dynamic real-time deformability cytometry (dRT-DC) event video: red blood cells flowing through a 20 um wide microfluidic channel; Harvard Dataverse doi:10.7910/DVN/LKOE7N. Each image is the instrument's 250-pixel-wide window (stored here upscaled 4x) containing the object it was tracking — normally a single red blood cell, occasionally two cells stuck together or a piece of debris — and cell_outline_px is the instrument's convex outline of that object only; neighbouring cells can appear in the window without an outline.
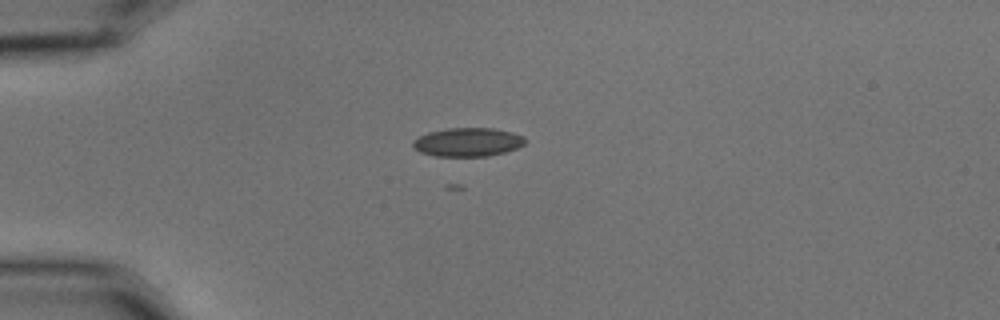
{"species": "common noctule bat (a hibernating species)", "species_latin": "Nyctalus noctula", "temperature_condition": "cold", "stored_images_in_passage": 42, "camera_frame_rate_fps": 3000, "um_per_image_px": 0.085, "animal": {"sex": "male", "body_mass_g": 15.6}, "frame": {"image": 1, "passage_image": 1, "time_ms": 0.0, "image_size_px": [1000, 320], "cell_outline_px": [[528, 140], [524, 144], [516, 148], [504, 152], [488, 156], [432, 156], [420, 152], [412, 148], [412, 140], [428, 132], [448, 128], [492, 128], [512, 132], [524, 136]], "centroid_in_image_um": [39.74, 12.08], "position_along_channel_um": 45.3, "area_um2": 18.9}}
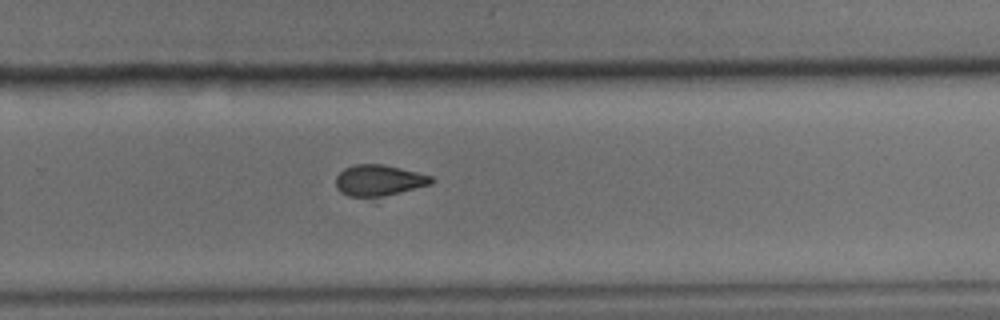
{"frame": {"image": 2, "passage_image": 24, "time_ms": 7.667, "image_size_px": [1000, 320], "cell_outline_px": [[436, 180], [432, 184], [384, 196], [348, 196], [340, 192], [336, 188], [336, 176], [344, 168], [356, 164], [384, 164], [432, 176]], "centroid_in_image_um": [32.21, 15.32], "position_along_channel_um": 297.6, "area_um2": 17.22}}
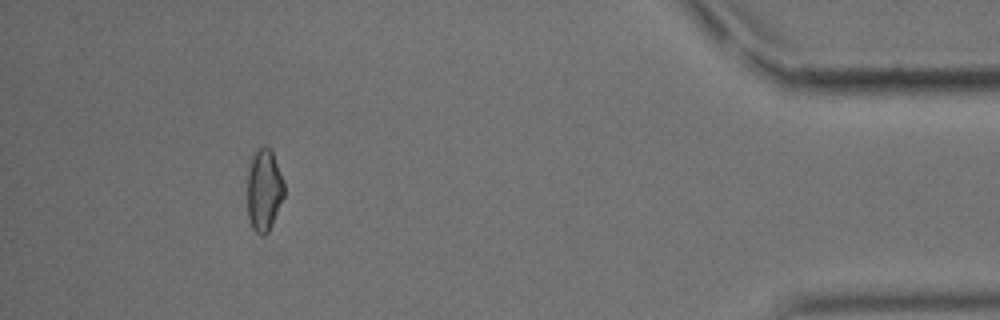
{"frame": {"image": 3, "passage_image": 38, "time_ms": 12.333, "image_size_px": [1000, 320], "cell_outline_px": [[284, 196], [272, 224], [268, 232], [264, 236], [260, 236], [252, 228], [248, 216], [248, 160], [252, 152], [264, 144], [272, 148], [284, 180]], "centroid_in_image_um": [22.44, 16.07], "position_along_channel_um": 412.8, "area_um2": 18.21}}